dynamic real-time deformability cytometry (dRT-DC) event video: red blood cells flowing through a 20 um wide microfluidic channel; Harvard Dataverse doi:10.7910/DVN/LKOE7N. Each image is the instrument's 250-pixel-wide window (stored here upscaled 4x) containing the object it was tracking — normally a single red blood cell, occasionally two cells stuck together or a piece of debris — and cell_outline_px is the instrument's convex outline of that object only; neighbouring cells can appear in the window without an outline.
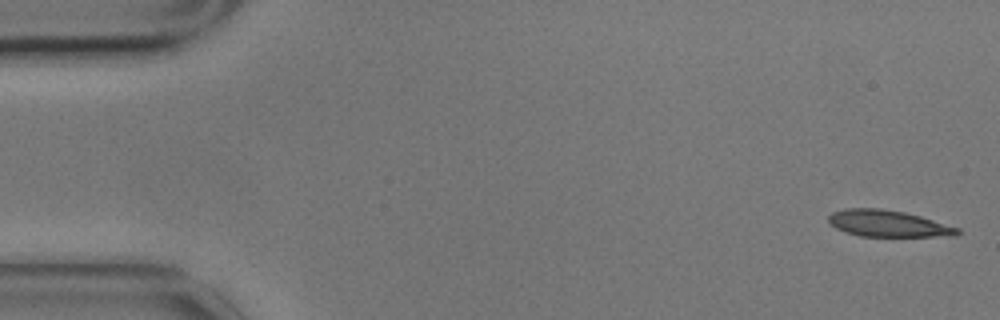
{"species": "common noctule bat (a hibernating species)", "species_latin": "Nyctalus noctula", "temperature_condition": "cold", "stored_images_in_passage": 6, "camera_frame_rate_fps": 3000, "um_per_image_px": 0.085, "animal": {"sex": "male", "body_mass_g": 17.9}, "frame": {"image": 1, "passage_image": 1, "time_ms": 0.0, "image_size_px": [1000, 320], "cell_outline_px": [[960, 232], [956, 236], [860, 236], [844, 232], [836, 228], [828, 220], [828, 216], [832, 212], [844, 208], [880, 208], [904, 212], [920, 216], [960, 228]], "centroid_in_image_um": [75.47, 19.0], "position_along_channel_um": 9.5, "area_um2": 19.94}}